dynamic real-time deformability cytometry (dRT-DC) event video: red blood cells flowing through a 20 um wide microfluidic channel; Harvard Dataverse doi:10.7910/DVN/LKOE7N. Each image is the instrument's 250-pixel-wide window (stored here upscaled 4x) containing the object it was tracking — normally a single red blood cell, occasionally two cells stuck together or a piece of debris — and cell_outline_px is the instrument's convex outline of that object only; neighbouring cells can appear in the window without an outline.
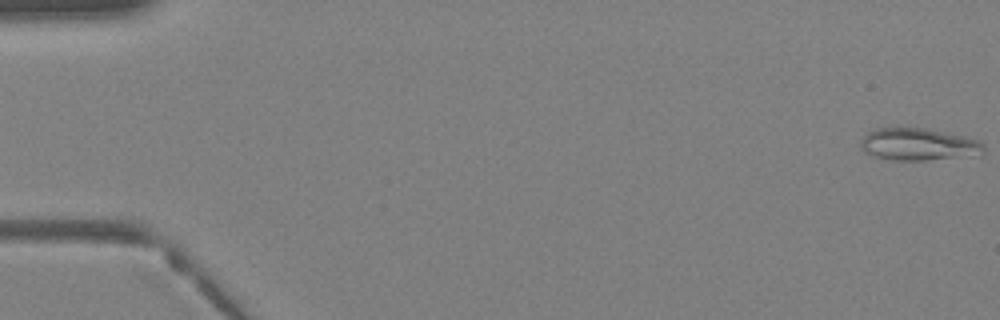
{"species": "Egyptian fruit bat (a non-hibernating species)", "species_latin": "Rousettus aegyptiacus", "temperature_condition": "warm", "stored_images_in_passage": 13, "camera_frame_rate_fps": 3000, "um_per_image_px": 0.085, "animal": {"sex": "female"}, "frame": {"image": 1, "passage_image": 1, "time_ms": 0.0, "image_size_px": [1000, 320], "cell_outline_px": [[984, 152], [924, 160], [896, 160], [876, 156], [864, 152], [860, 148], [860, 140], [872, 128], [928, 128], [964, 136], [980, 140], [984, 144]], "centroid_in_image_um": [77.99, 12.24], "position_along_channel_um": 7.0, "area_um2": 22.72}}